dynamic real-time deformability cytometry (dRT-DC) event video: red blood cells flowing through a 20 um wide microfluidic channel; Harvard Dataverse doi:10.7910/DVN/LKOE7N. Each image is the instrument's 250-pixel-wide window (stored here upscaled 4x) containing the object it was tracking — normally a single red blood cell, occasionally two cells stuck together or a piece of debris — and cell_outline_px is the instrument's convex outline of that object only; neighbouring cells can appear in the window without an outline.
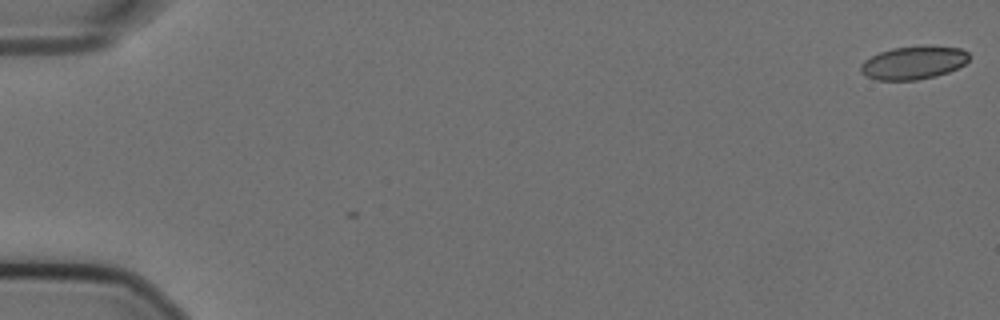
{"species": "Egyptian fruit bat (a non-hibernating species)", "species_latin": "Rousettus aegyptiacus", "temperature_condition": "cold", "stored_images_in_passage": 2, "camera_frame_rate_fps": 3000, "um_per_image_px": 0.085, "animal": {"sex": "female"}, "frame": {"image": 1, "passage_image": 2, "time_ms": 0.333, "image_size_px": [1000, 320], "cell_outline_px": [[968, 60], [964, 64], [948, 72], [936, 76], [916, 80], [876, 80], [864, 76], [860, 72], [860, 64], [864, 60], [880, 52], [892, 48], [924, 44], [928, 44], [960, 48], [968, 52]], "centroid_in_image_um": [77.63, 5.31], "position_along_channel_um": 7.4, "area_um2": 21.33}}